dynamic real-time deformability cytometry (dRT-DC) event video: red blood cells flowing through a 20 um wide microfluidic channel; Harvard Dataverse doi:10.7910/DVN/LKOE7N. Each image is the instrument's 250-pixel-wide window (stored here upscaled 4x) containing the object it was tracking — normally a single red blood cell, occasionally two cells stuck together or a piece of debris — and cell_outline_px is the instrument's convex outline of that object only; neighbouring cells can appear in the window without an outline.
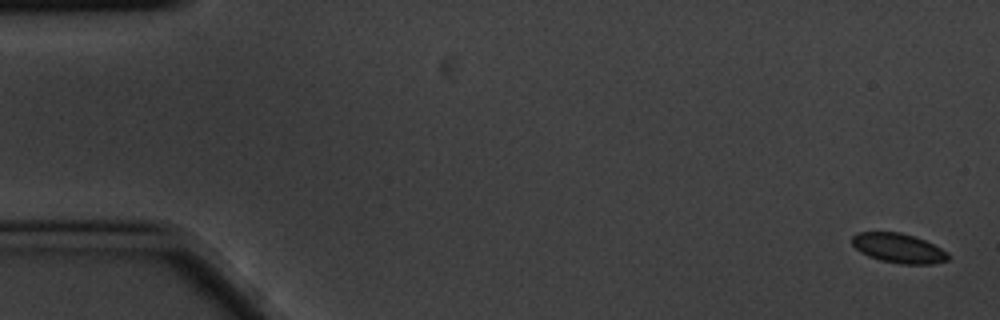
{"species": "common noctule bat (a hibernating species)", "species_latin": "Nyctalus noctula", "temperature_condition": "cold", "stored_images_in_passage": 7, "camera_frame_rate_fps": 3000, "um_per_image_px": 0.085, "animal": {"sex": "male", "body_mass_g": 20.1, "forearm_length_mm": 53.5}, "frame": {"image": 1, "passage_image": 1, "time_ms": 0.0, "image_size_px": [1000, 320], "cell_outline_px": [[948, 260], [932, 264], [900, 264], [880, 260], [868, 256], [860, 252], [852, 244], [852, 236], [856, 232], [900, 232], [924, 240], [948, 252]], "centroid_in_image_um": [76.34, 21.1], "position_along_channel_um": 8.7, "area_um2": 16.47}}